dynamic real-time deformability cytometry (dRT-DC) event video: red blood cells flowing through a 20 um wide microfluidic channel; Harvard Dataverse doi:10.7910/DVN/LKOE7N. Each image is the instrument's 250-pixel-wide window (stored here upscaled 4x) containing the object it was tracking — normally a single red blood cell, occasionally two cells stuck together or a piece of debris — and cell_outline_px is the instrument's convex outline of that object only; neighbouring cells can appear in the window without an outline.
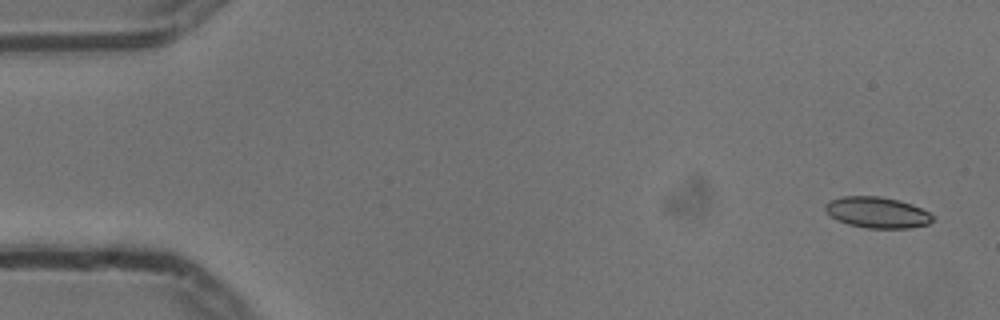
{"species": "common noctule bat (a hibernating species)", "species_latin": "Nyctalus noctula", "temperature_condition": "cold", "stored_images_in_passage": 53, "camera_frame_rate_fps": 3000, "um_per_image_px": 0.085, "animal": {"sex": "male", "body_mass_g": 13.3}, "frame": {"image": 1, "passage_image": 1, "time_ms": 0.0, "image_size_px": [1000, 320], "cell_outline_px": [[936, 216], [928, 224], [908, 228], [868, 228], [848, 224], [836, 220], [824, 208], [824, 204], [828, 200], [840, 196], [880, 196], [912, 204]], "centroid_in_image_um": [74.54, 18.05], "position_along_channel_um": 10.5, "area_um2": 19.42}}
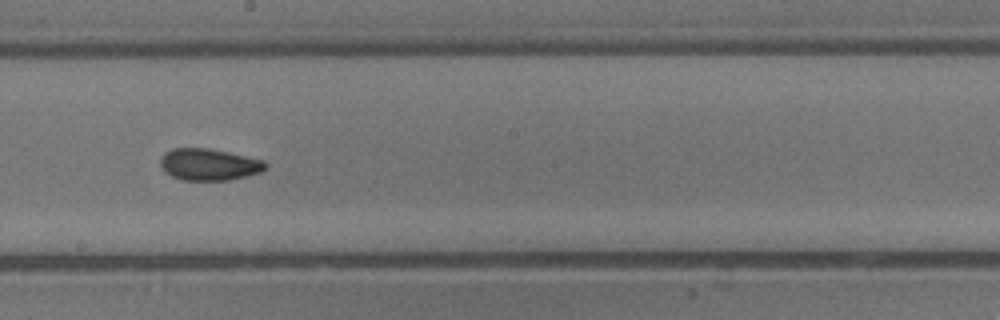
{"frame": {"image": 2, "passage_image": 29, "time_ms": 9.333, "image_size_px": [1000, 320], "cell_outline_px": [[268, 168], [260, 172], [248, 176], [228, 180], [180, 180], [164, 172], [160, 164], [160, 160], [164, 152], [172, 148], [208, 148], [228, 152], [264, 160], [268, 164]], "centroid_in_image_um": [17.77, 13.98], "position_along_channel_um": 230.4, "area_um2": 19.65}}
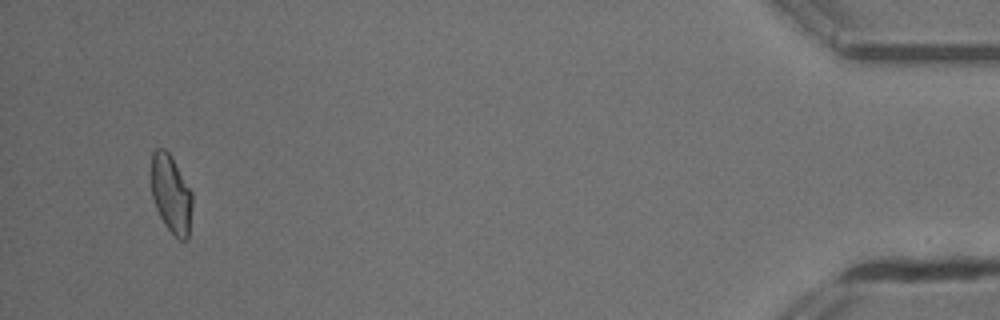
{"frame": {"image": 3, "passage_image": 51, "time_ms": 16.667, "image_size_px": [1000, 320], "cell_outline_px": [[192, 204], [188, 240], [180, 240], [164, 224], [156, 208], [152, 196], [152, 152], [156, 148], [164, 148], [172, 156], [192, 192]], "centroid_in_image_um": [14.55, 16.48], "position_along_channel_um": 420.6, "area_um2": 18.61}, "authors_computed_cell_mechanics": {"area_um2": 19.1896, "velocity_mm_per_s": 3.7308, "shape_relaxation_time_tau1_ms": 10.6926, "shape_relaxation_time_tau2_ms": 2.75, "deformation_change_tau1": 0.1842, "deformation_change_tau2": 0.0623}}